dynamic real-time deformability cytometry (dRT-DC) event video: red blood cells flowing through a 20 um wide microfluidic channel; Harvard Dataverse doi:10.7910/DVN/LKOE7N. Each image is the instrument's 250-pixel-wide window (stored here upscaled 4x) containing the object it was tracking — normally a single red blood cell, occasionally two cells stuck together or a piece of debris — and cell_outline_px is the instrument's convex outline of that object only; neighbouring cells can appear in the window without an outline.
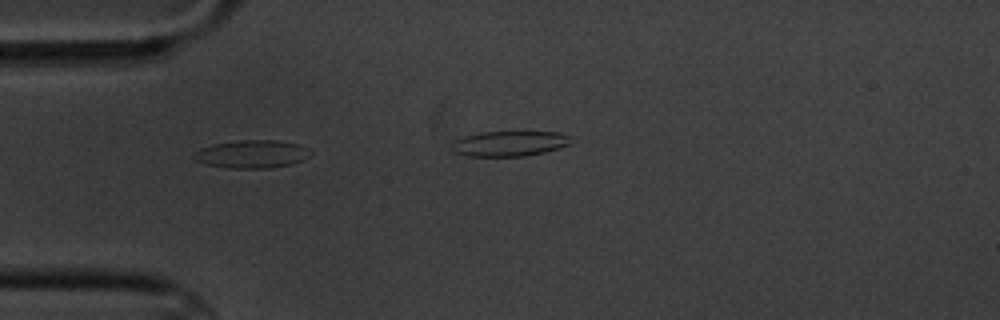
{"species": "common noctule bat (a hibernating species)", "species_latin": "Nyctalus noctula", "temperature_condition": "cold", "stored_images_in_passage": 6, "camera_frame_rate_fps": 3000, "um_per_image_px": 0.085, "animal": {"sex": "male", "body_mass_g": 20.1, "forearm_length_mm": 53.5}, "frame": {"image": 1, "passage_image": 4, "time_ms": 3.667, "image_size_px": [1000, 320], "cell_outline_px": [[312, 152], [304, 160], [292, 164], [268, 168], [228, 168], [208, 164], [196, 160], [192, 156], [192, 152], [200, 148], [216, 144], [244, 140], [276, 140], [300, 144], [308, 148]], "centroid_in_image_um": [21.44, 13.1], "position_along_channel_um": 63.6, "area_um2": 18.96}}